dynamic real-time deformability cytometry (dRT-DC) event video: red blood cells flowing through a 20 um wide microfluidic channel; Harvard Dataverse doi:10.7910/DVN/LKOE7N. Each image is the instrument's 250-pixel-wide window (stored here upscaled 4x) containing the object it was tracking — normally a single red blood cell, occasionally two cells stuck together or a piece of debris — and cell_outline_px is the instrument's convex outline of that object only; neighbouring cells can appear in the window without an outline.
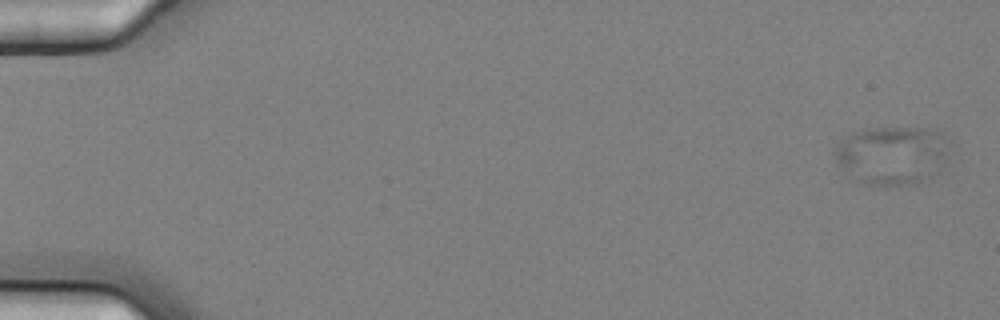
{"species": "common noctule bat (a hibernating species)", "species_latin": "Nyctalus noctula", "temperature_condition": "cold", "stored_images_in_passage": 6, "camera_frame_rate_fps": 3000, "um_per_image_px": 0.085, "animal": {"sex": "female", "body_mass_g": 25.1}, "frame": {"image": 1, "passage_image": 1, "time_ms": 0.0, "image_size_px": [1000, 320], "cell_outline_px": [[956, 144], [952, 156], [940, 172], [928, 180], [916, 184], [864, 184], [848, 180], [844, 176], [832, 152], [840, 140], [848, 132], [864, 128], [932, 128], [944, 132]], "centroid_in_image_um": [75.93, 13.18], "position_along_channel_um": 9.1, "area_um2": 41.67}}
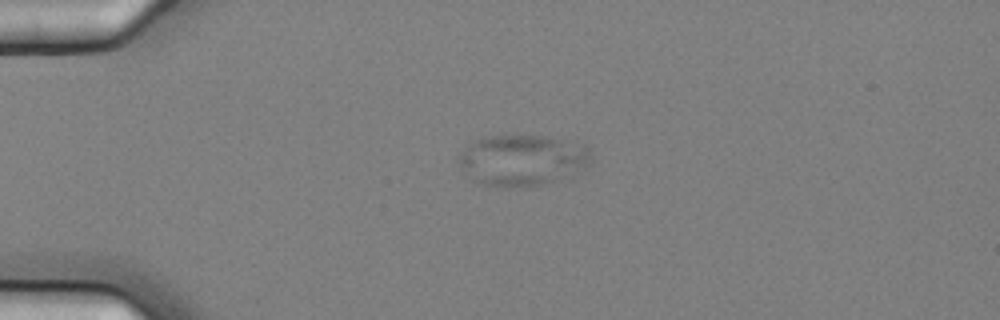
{"frame": {"image": 2, "passage_image": 5, "time_ms": 1.333, "image_size_px": [1000, 320], "cell_outline_px": [[592, 160], [588, 164], [568, 176], [536, 184], [484, 184], [476, 180], [456, 160], [456, 156], [468, 144], [480, 136], [548, 136], [584, 144], [592, 152]], "centroid_in_image_um": [44.41, 13.52], "position_along_channel_um": 40.6, "area_um2": 38.15}}